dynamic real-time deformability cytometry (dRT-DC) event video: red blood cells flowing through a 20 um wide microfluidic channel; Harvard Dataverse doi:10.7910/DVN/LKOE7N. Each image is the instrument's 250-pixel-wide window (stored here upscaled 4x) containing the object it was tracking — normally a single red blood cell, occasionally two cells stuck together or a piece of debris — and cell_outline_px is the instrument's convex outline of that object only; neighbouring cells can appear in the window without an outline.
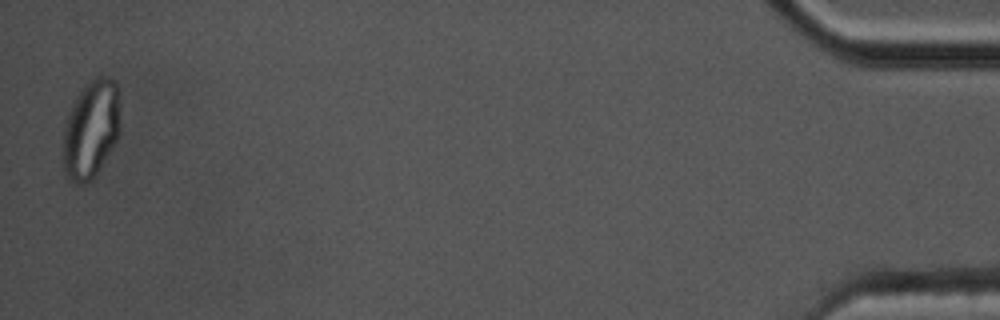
{"species": "common noctule bat (a hibernating species)", "species_latin": "Nyctalus noctula", "temperature_condition": "cold", "stored_images_in_passage": 57, "segment_of_instrument_passage": [2, 2], "camera_frame_rate_fps": 3000, "um_per_image_px": 0.085, "animal": {"sex": "male", "body_mass_g": 17.5, "forearm_length_mm": 52.3}, "frame": {"image": 1, "passage_image": 56, "time_ms": 18.333, "image_size_px": [1000, 320], "cell_outline_px": [[120, 132], [116, 144], [92, 180], [84, 184], [76, 184], [64, 172], [64, 128], [72, 104], [80, 92], [96, 76], [108, 76], [116, 80], [120, 120]], "centroid_in_image_um": [7.77, 11.0], "position_along_channel_um": 427.4, "area_um2": 32.6}}